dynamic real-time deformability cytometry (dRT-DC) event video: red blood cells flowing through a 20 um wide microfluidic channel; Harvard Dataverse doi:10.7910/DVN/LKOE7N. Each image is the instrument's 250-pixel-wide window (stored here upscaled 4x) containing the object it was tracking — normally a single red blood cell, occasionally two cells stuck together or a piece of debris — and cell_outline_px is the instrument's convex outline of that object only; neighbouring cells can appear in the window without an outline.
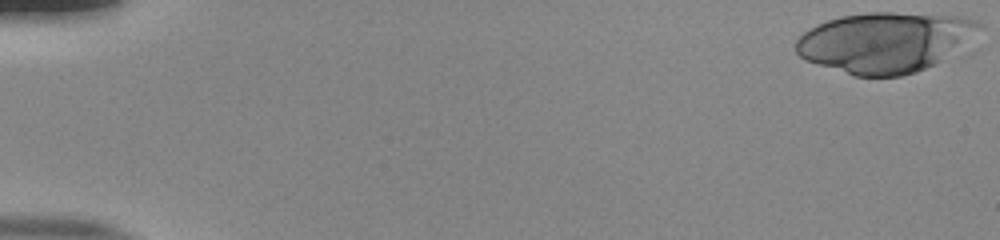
{"species": "human", "species_latin": "Homo sapiens", "temperature_condition": "room temperature", "stored_images_in_passage": 30, "camera_frame_rate_fps": 3000, "um_per_image_px": 0.085, "donor": {"sex": "male"}, "frame": {"image": 1, "passage_image": 1, "time_ms": 0.0, "image_size_px": [1000, 240], "cell_outline_px": [[984, 28], [936, 64], [916, 72], [900, 76], [856, 76], [816, 64], [804, 60], [796, 52], [796, 40], [804, 32], [828, 20], [840, 16], [868, 12], [892, 12], [960, 16], [976, 20], [984, 24]], "centroid_in_image_um": [75.23, 3.58], "position_along_channel_um": 9.8, "area_um2": 64.04}}
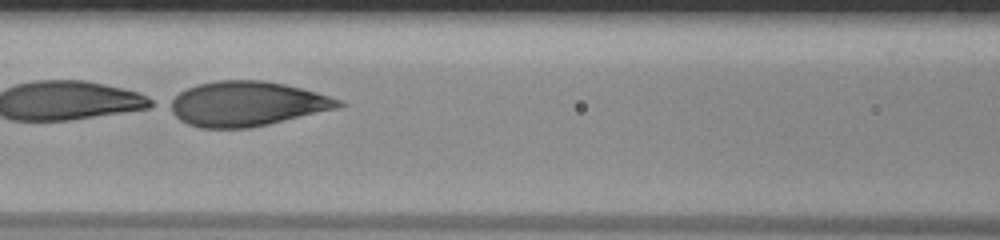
{"frame": {"image": 2, "passage_image": 25, "time_ms": 8.0, "image_size_px": [1000, 240], "cell_outline_px": [[348, 104], [340, 108], [268, 124], [248, 128], [200, 128], [188, 124], [180, 120], [164, 104], [168, 100], [180, 92], [196, 84], [216, 80], [264, 80], [284, 84], [316, 92], [344, 100]], "centroid_in_image_um": [20.97, 8.82], "position_along_channel_um": 145.6, "area_um2": 44.39}}